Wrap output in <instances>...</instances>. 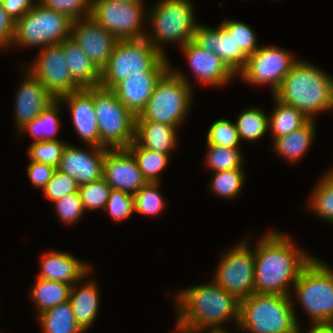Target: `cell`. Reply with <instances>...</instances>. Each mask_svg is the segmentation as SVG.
Returning a JSON list of instances; mask_svg holds the SVG:
<instances>
[{
  "instance_id": "obj_1",
  "label": "cell",
  "mask_w": 333,
  "mask_h": 333,
  "mask_svg": "<svg viewBox=\"0 0 333 333\" xmlns=\"http://www.w3.org/2000/svg\"><path fill=\"white\" fill-rule=\"evenodd\" d=\"M266 233L254 249L255 293L290 296V287L313 256L297 248L289 235L278 230Z\"/></svg>"
},
{
  "instance_id": "obj_2",
  "label": "cell",
  "mask_w": 333,
  "mask_h": 333,
  "mask_svg": "<svg viewBox=\"0 0 333 333\" xmlns=\"http://www.w3.org/2000/svg\"><path fill=\"white\" fill-rule=\"evenodd\" d=\"M177 294L176 332L224 328L230 320L238 326L239 301L214 280L189 286Z\"/></svg>"
},
{
  "instance_id": "obj_3",
  "label": "cell",
  "mask_w": 333,
  "mask_h": 333,
  "mask_svg": "<svg viewBox=\"0 0 333 333\" xmlns=\"http://www.w3.org/2000/svg\"><path fill=\"white\" fill-rule=\"evenodd\" d=\"M273 95L314 120L318 113L333 109V76L298 59Z\"/></svg>"
},
{
  "instance_id": "obj_4",
  "label": "cell",
  "mask_w": 333,
  "mask_h": 333,
  "mask_svg": "<svg viewBox=\"0 0 333 333\" xmlns=\"http://www.w3.org/2000/svg\"><path fill=\"white\" fill-rule=\"evenodd\" d=\"M294 300L280 294L254 293L239 301L236 329L246 333H299Z\"/></svg>"
},
{
  "instance_id": "obj_5",
  "label": "cell",
  "mask_w": 333,
  "mask_h": 333,
  "mask_svg": "<svg viewBox=\"0 0 333 333\" xmlns=\"http://www.w3.org/2000/svg\"><path fill=\"white\" fill-rule=\"evenodd\" d=\"M185 73L170 68L156 83L145 109L136 121H155L179 127L188 115L193 100L191 82Z\"/></svg>"
},
{
  "instance_id": "obj_6",
  "label": "cell",
  "mask_w": 333,
  "mask_h": 333,
  "mask_svg": "<svg viewBox=\"0 0 333 333\" xmlns=\"http://www.w3.org/2000/svg\"><path fill=\"white\" fill-rule=\"evenodd\" d=\"M167 58L145 38L118 40L107 66L101 71L99 86L113 89L131 73H165L171 66Z\"/></svg>"
},
{
  "instance_id": "obj_7",
  "label": "cell",
  "mask_w": 333,
  "mask_h": 333,
  "mask_svg": "<svg viewBox=\"0 0 333 333\" xmlns=\"http://www.w3.org/2000/svg\"><path fill=\"white\" fill-rule=\"evenodd\" d=\"M160 1V2H159ZM147 10V21L151 24V33H145V39L164 56L162 45L178 43L183 47L193 40L198 22L195 20V8L191 0H159Z\"/></svg>"
},
{
  "instance_id": "obj_8",
  "label": "cell",
  "mask_w": 333,
  "mask_h": 333,
  "mask_svg": "<svg viewBox=\"0 0 333 333\" xmlns=\"http://www.w3.org/2000/svg\"><path fill=\"white\" fill-rule=\"evenodd\" d=\"M296 302L303 306L311 324L333 323V267L313 257L293 286Z\"/></svg>"
},
{
  "instance_id": "obj_9",
  "label": "cell",
  "mask_w": 333,
  "mask_h": 333,
  "mask_svg": "<svg viewBox=\"0 0 333 333\" xmlns=\"http://www.w3.org/2000/svg\"><path fill=\"white\" fill-rule=\"evenodd\" d=\"M93 101L99 128V147L127 148L135 139L136 116L112 89L93 87Z\"/></svg>"
},
{
  "instance_id": "obj_10",
  "label": "cell",
  "mask_w": 333,
  "mask_h": 333,
  "mask_svg": "<svg viewBox=\"0 0 333 333\" xmlns=\"http://www.w3.org/2000/svg\"><path fill=\"white\" fill-rule=\"evenodd\" d=\"M72 20L40 2L16 21L12 46L41 49L71 38Z\"/></svg>"
},
{
  "instance_id": "obj_11",
  "label": "cell",
  "mask_w": 333,
  "mask_h": 333,
  "mask_svg": "<svg viewBox=\"0 0 333 333\" xmlns=\"http://www.w3.org/2000/svg\"><path fill=\"white\" fill-rule=\"evenodd\" d=\"M146 11L144 1L94 0L91 18L117 40H138L148 32L143 29L147 22Z\"/></svg>"
},
{
  "instance_id": "obj_12",
  "label": "cell",
  "mask_w": 333,
  "mask_h": 333,
  "mask_svg": "<svg viewBox=\"0 0 333 333\" xmlns=\"http://www.w3.org/2000/svg\"><path fill=\"white\" fill-rule=\"evenodd\" d=\"M242 240L225 251L212 278L238 301L255 293L254 250L246 237Z\"/></svg>"
},
{
  "instance_id": "obj_13",
  "label": "cell",
  "mask_w": 333,
  "mask_h": 333,
  "mask_svg": "<svg viewBox=\"0 0 333 333\" xmlns=\"http://www.w3.org/2000/svg\"><path fill=\"white\" fill-rule=\"evenodd\" d=\"M292 54L278 46H261L247 58L246 65L238 76L249 85H270L273 94L299 59Z\"/></svg>"
},
{
  "instance_id": "obj_14",
  "label": "cell",
  "mask_w": 333,
  "mask_h": 333,
  "mask_svg": "<svg viewBox=\"0 0 333 333\" xmlns=\"http://www.w3.org/2000/svg\"><path fill=\"white\" fill-rule=\"evenodd\" d=\"M29 65H26L25 69L56 99L82 89L69 71L63 52V41L60 44L41 48L36 59Z\"/></svg>"
},
{
  "instance_id": "obj_15",
  "label": "cell",
  "mask_w": 333,
  "mask_h": 333,
  "mask_svg": "<svg viewBox=\"0 0 333 333\" xmlns=\"http://www.w3.org/2000/svg\"><path fill=\"white\" fill-rule=\"evenodd\" d=\"M71 39L80 46L100 72L107 66L118 41L91 17L72 21Z\"/></svg>"
},
{
  "instance_id": "obj_16",
  "label": "cell",
  "mask_w": 333,
  "mask_h": 333,
  "mask_svg": "<svg viewBox=\"0 0 333 333\" xmlns=\"http://www.w3.org/2000/svg\"><path fill=\"white\" fill-rule=\"evenodd\" d=\"M193 41L199 47L216 54L235 77L246 65L248 56L237 47L234 35H230L221 23L217 29L198 23Z\"/></svg>"
},
{
  "instance_id": "obj_17",
  "label": "cell",
  "mask_w": 333,
  "mask_h": 333,
  "mask_svg": "<svg viewBox=\"0 0 333 333\" xmlns=\"http://www.w3.org/2000/svg\"><path fill=\"white\" fill-rule=\"evenodd\" d=\"M87 146L90 147L89 151L67 143L57 167L58 170L72 177L79 186L103 178V165L107 148Z\"/></svg>"
},
{
  "instance_id": "obj_18",
  "label": "cell",
  "mask_w": 333,
  "mask_h": 333,
  "mask_svg": "<svg viewBox=\"0 0 333 333\" xmlns=\"http://www.w3.org/2000/svg\"><path fill=\"white\" fill-rule=\"evenodd\" d=\"M103 179L112 189L134 195L147 181L127 148L107 149Z\"/></svg>"
},
{
  "instance_id": "obj_19",
  "label": "cell",
  "mask_w": 333,
  "mask_h": 333,
  "mask_svg": "<svg viewBox=\"0 0 333 333\" xmlns=\"http://www.w3.org/2000/svg\"><path fill=\"white\" fill-rule=\"evenodd\" d=\"M67 104L72 125L78 136L87 145L99 147V128L93 101V87L82 88L59 98Z\"/></svg>"
},
{
  "instance_id": "obj_20",
  "label": "cell",
  "mask_w": 333,
  "mask_h": 333,
  "mask_svg": "<svg viewBox=\"0 0 333 333\" xmlns=\"http://www.w3.org/2000/svg\"><path fill=\"white\" fill-rule=\"evenodd\" d=\"M192 69L195 78L201 84L212 87L225 86L233 80L234 74L213 52L199 47L193 40L180 48Z\"/></svg>"
},
{
  "instance_id": "obj_21",
  "label": "cell",
  "mask_w": 333,
  "mask_h": 333,
  "mask_svg": "<svg viewBox=\"0 0 333 333\" xmlns=\"http://www.w3.org/2000/svg\"><path fill=\"white\" fill-rule=\"evenodd\" d=\"M18 86L15 95V125L19 130L26 123L40 115L56 98L29 71Z\"/></svg>"
},
{
  "instance_id": "obj_22",
  "label": "cell",
  "mask_w": 333,
  "mask_h": 333,
  "mask_svg": "<svg viewBox=\"0 0 333 333\" xmlns=\"http://www.w3.org/2000/svg\"><path fill=\"white\" fill-rule=\"evenodd\" d=\"M37 278L74 285L89 276L92 266L70 253L53 250L45 252L40 259Z\"/></svg>"
},
{
  "instance_id": "obj_23",
  "label": "cell",
  "mask_w": 333,
  "mask_h": 333,
  "mask_svg": "<svg viewBox=\"0 0 333 333\" xmlns=\"http://www.w3.org/2000/svg\"><path fill=\"white\" fill-rule=\"evenodd\" d=\"M164 73H131L112 90L121 103L135 116L145 109L156 83Z\"/></svg>"
},
{
  "instance_id": "obj_24",
  "label": "cell",
  "mask_w": 333,
  "mask_h": 333,
  "mask_svg": "<svg viewBox=\"0 0 333 333\" xmlns=\"http://www.w3.org/2000/svg\"><path fill=\"white\" fill-rule=\"evenodd\" d=\"M177 129L176 126L155 121H136L134 141L140 147L171 154L178 143Z\"/></svg>"
},
{
  "instance_id": "obj_25",
  "label": "cell",
  "mask_w": 333,
  "mask_h": 333,
  "mask_svg": "<svg viewBox=\"0 0 333 333\" xmlns=\"http://www.w3.org/2000/svg\"><path fill=\"white\" fill-rule=\"evenodd\" d=\"M79 283L77 282L72 286L69 302L78 326L85 332L92 327L98 316L100 291L93 280L82 283V286Z\"/></svg>"
},
{
  "instance_id": "obj_26",
  "label": "cell",
  "mask_w": 333,
  "mask_h": 333,
  "mask_svg": "<svg viewBox=\"0 0 333 333\" xmlns=\"http://www.w3.org/2000/svg\"><path fill=\"white\" fill-rule=\"evenodd\" d=\"M63 52L72 78L82 87H97L101 72L71 38L63 41Z\"/></svg>"
},
{
  "instance_id": "obj_27",
  "label": "cell",
  "mask_w": 333,
  "mask_h": 333,
  "mask_svg": "<svg viewBox=\"0 0 333 333\" xmlns=\"http://www.w3.org/2000/svg\"><path fill=\"white\" fill-rule=\"evenodd\" d=\"M315 122L309 120L301 128L273 140L275 152L290 163L299 161L307 154L315 137Z\"/></svg>"
},
{
  "instance_id": "obj_28",
  "label": "cell",
  "mask_w": 333,
  "mask_h": 333,
  "mask_svg": "<svg viewBox=\"0 0 333 333\" xmlns=\"http://www.w3.org/2000/svg\"><path fill=\"white\" fill-rule=\"evenodd\" d=\"M274 111L268 116L269 132L273 136V140L291 133L304 126L308 121V117L297 108L284 104L278 100L273 94Z\"/></svg>"
},
{
  "instance_id": "obj_29",
  "label": "cell",
  "mask_w": 333,
  "mask_h": 333,
  "mask_svg": "<svg viewBox=\"0 0 333 333\" xmlns=\"http://www.w3.org/2000/svg\"><path fill=\"white\" fill-rule=\"evenodd\" d=\"M63 105L59 99H56L34 120L26 123L18 130L20 135L29 133L34 142L58 140L56 134L60 127V106ZM22 133V134H21Z\"/></svg>"
},
{
  "instance_id": "obj_30",
  "label": "cell",
  "mask_w": 333,
  "mask_h": 333,
  "mask_svg": "<svg viewBox=\"0 0 333 333\" xmlns=\"http://www.w3.org/2000/svg\"><path fill=\"white\" fill-rule=\"evenodd\" d=\"M72 285L38 278L30 291V298L38 315L50 308L69 301Z\"/></svg>"
},
{
  "instance_id": "obj_31",
  "label": "cell",
  "mask_w": 333,
  "mask_h": 333,
  "mask_svg": "<svg viewBox=\"0 0 333 333\" xmlns=\"http://www.w3.org/2000/svg\"><path fill=\"white\" fill-rule=\"evenodd\" d=\"M37 319L43 333H84L69 301L40 313Z\"/></svg>"
},
{
  "instance_id": "obj_32",
  "label": "cell",
  "mask_w": 333,
  "mask_h": 333,
  "mask_svg": "<svg viewBox=\"0 0 333 333\" xmlns=\"http://www.w3.org/2000/svg\"><path fill=\"white\" fill-rule=\"evenodd\" d=\"M127 149L135 158L144 179L147 182H160V173L168 166L170 154L140 147L135 141Z\"/></svg>"
},
{
  "instance_id": "obj_33",
  "label": "cell",
  "mask_w": 333,
  "mask_h": 333,
  "mask_svg": "<svg viewBox=\"0 0 333 333\" xmlns=\"http://www.w3.org/2000/svg\"><path fill=\"white\" fill-rule=\"evenodd\" d=\"M236 127L240 140L255 142L269 131L268 115L261 108L250 107L236 119Z\"/></svg>"
},
{
  "instance_id": "obj_34",
  "label": "cell",
  "mask_w": 333,
  "mask_h": 333,
  "mask_svg": "<svg viewBox=\"0 0 333 333\" xmlns=\"http://www.w3.org/2000/svg\"><path fill=\"white\" fill-rule=\"evenodd\" d=\"M328 171L313 189L308 207L316 216L333 224V168Z\"/></svg>"
},
{
  "instance_id": "obj_35",
  "label": "cell",
  "mask_w": 333,
  "mask_h": 333,
  "mask_svg": "<svg viewBox=\"0 0 333 333\" xmlns=\"http://www.w3.org/2000/svg\"><path fill=\"white\" fill-rule=\"evenodd\" d=\"M244 172L243 168L214 172L209 187L219 197L228 200L237 198L244 186L246 176Z\"/></svg>"
},
{
  "instance_id": "obj_36",
  "label": "cell",
  "mask_w": 333,
  "mask_h": 333,
  "mask_svg": "<svg viewBox=\"0 0 333 333\" xmlns=\"http://www.w3.org/2000/svg\"><path fill=\"white\" fill-rule=\"evenodd\" d=\"M161 182H147L134 195V211L145 216H156L163 212L164 197L160 191Z\"/></svg>"
},
{
  "instance_id": "obj_37",
  "label": "cell",
  "mask_w": 333,
  "mask_h": 333,
  "mask_svg": "<svg viewBox=\"0 0 333 333\" xmlns=\"http://www.w3.org/2000/svg\"><path fill=\"white\" fill-rule=\"evenodd\" d=\"M241 148L207 145L205 159L208 167L213 171L243 168L245 159Z\"/></svg>"
},
{
  "instance_id": "obj_38",
  "label": "cell",
  "mask_w": 333,
  "mask_h": 333,
  "mask_svg": "<svg viewBox=\"0 0 333 333\" xmlns=\"http://www.w3.org/2000/svg\"><path fill=\"white\" fill-rule=\"evenodd\" d=\"M207 145H218L223 147L240 148L241 142L236 124L227 119L214 121L210 126L207 136Z\"/></svg>"
},
{
  "instance_id": "obj_39",
  "label": "cell",
  "mask_w": 333,
  "mask_h": 333,
  "mask_svg": "<svg viewBox=\"0 0 333 333\" xmlns=\"http://www.w3.org/2000/svg\"><path fill=\"white\" fill-rule=\"evenodd\" d=\"M66 145L67 142H63L60 139L33 142L31 145H29L28 155L31 161L50 164L57 168Z\"/></svg>"
},
{
  "instance_id": "obj_40",
  "label": "cell",
  "mask_w": 333,
  "mask_h": 333,
  "mask_svg": "<svg viewBox=\"0 0 333 333\" xmlns=\"http://www.w3.org/2000/svg\"><path fill=\"white\" fill-rule=\"evenodd\" d=\"M111 187L102 178L95 182L86 183L79 186V194L85 210L105 209Z\"/></svg>"
},
{
  "instance_id": "obj_41",
  "label": "cell",
  "mask_w": 333,
  "mask_h": 333,
  "mask_svg": "<svg viewBox=\"0 0 333 333\" xmlns=\"http://www.w3.org/2000/svg\"><path fill=\"white\" fill-rule=\"evenodd\" d=\"M229 32L234 35L237 47H239L248 57L254 54L259 46L256 33L246 23L234 20H225L221 23Z\"/></svg>"
},
{
  "instance_id": "obj_42",
  "label": "cell",
  "mask_w": 333,
  "mask_h": 333,
  "mask_svg": "<svg viewBox=\"0 0 333 333\" xmlns=\"http://www.w3.org/2000/svg\"><path fill=\"white\" fill-rule=\"evenodd\" d=\"M113 221L128 219L134 213V197L127 192L111 189L105 209Z\"/></svg>"
},
{
  "instance_id": "obj_43",
  "label": "cell",
  "mask_w": 333,
  "mask_h": 333,
  "mask_svg": "<svg viewBox=\"0 0 333 333\" xmlns=\"http://www.w3.org/2000/svg\"><path fill=\"white\" fill-rule=\"evenodd\" d=\"M46 8L67 15L72 21L91 17L89 0H38Z\"/></svg>"
},
{
  "instance_id": "obj_44",
  "label": "cell",
  "mask_w": 333,
  "mask_h": 333,
  "mask_svg": "<svg viewBox=\"0 0 333 333\" xmlns=\"http://www.w3.org/2000/svg\"><path fill=\"white\" fill-rule=\"evenodd\" d=\"M79 190L77 182L68 174L61 172L56 168L51 179L42 188L45 197L51 202L61 199L63 196L76 193Z\"/></svg>"
},
{
  "instance_id": "obj_45",
  "label": "cell",
  "mask_w": 333,
  "mask_h": 333,
  "mask_svg": "<svg viewBox=\"0 0 333 333\" xmlns=\"http://www.w3.org/2000/svg\"><path fill=\"white\" fill-rule=\"evenodd\" d=\"M54 205L59 221L67 225L78 222L85 214L79 191L63 196Z\"/></svg>"
},
{
  "instance_id": "obj_46",
  "label": "cell",
  "mask_w": 333,
  "mask_h": 333,
  "mask_svg": "<svg viewBox=\"0 0 333 333\" xmlns=\"http://www.w3.org/2000/svg\"><path fill=\"white\" fill-rule=\"evenodd\" d=\"M56 168L50 164L30 161L27 166V175L36 188L42 189L51 179Z\"/></svg>"
},
{
  "instance_id": "obj_47",
  "label": "cell",
  "mask_w": 333,
  "mask_h": 333,
  "mask_svg": "<svg viewBox=\"0 0 333 333\" xmlns=\"http://www.w3.org/2000/svg\"><path fill=\"white\" fill-rule=\"evenodd\" d=\"M15 25L16 21L7 14L2 4H0V48L6 50L12 45L15 36Z\"/></svg>"
},
{
  "instance_id": "obj_48",
  "label": "cell",
  "mask_w": 333,
  "mask_h": 333,
  "mask_svg": "<svg viewBox=\"0 0 333 333\" xmlns=\"http://www.w3.org/2000/svg\"><path fill=\"white\" fill-rule=\"evenodd\" d=\"M38 0H3L2 7L14 20L20 19L26 12L31 10Z\"/></svg>"
},
{
  "instance_id": "obj_49",
  "label": "cell",
  "mask_w": 333,
  "mask_h": 333,
  "mask_svg": "<svg viewBox=\"0 0 333 333\" xmlns=\"http://www.w3.org/2000/svg\"><path fill=\"white\" fill-rule=\"evenodd\" d=\"M299 333H304L301 328H299ZM307 333H333V323L312 324Z\"/></svg>"
},
{
  "instance_id": "obj_50",
  "label": "cell",
  "mask_w": 333,
  "mask_h": 333,
  "mask_svg": "<svg viewBox=\"0 0 333 333\" xmlns=\"http://www.w3.org/2000/svg\"><path fill=\"white\" fill-rule=\"evenodd\" d=\"M176 333H231L226 330V328H215V329H202L196 331H187V332H176Z\"/></svg>"
},
{
  "instance_id": "obj_51",
  "label": "cell",
  "mask_w": 333,
  "mask_h": 333,
  "mask_svg": "<svg viewBox=\"0 0 333 333\" xmlns=\"http://www.w3.org/2000/svg\"><path fill=\"white\" fill-rule=\"evenodd\" d=\"M117 1H123V2H133V1H144V0H117Z\"/></svg>"
}]
</instances>
